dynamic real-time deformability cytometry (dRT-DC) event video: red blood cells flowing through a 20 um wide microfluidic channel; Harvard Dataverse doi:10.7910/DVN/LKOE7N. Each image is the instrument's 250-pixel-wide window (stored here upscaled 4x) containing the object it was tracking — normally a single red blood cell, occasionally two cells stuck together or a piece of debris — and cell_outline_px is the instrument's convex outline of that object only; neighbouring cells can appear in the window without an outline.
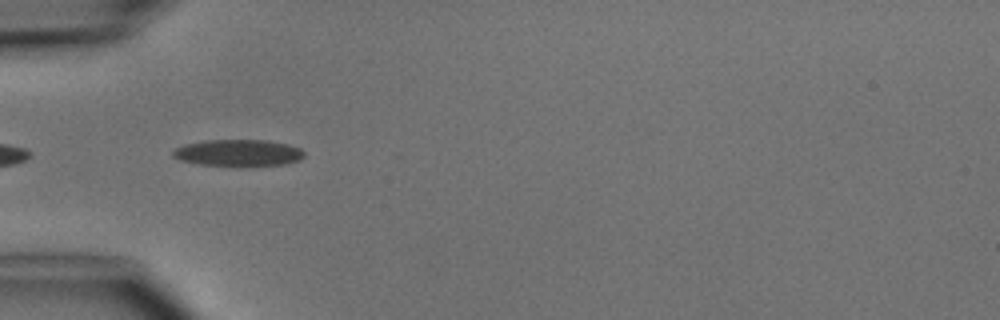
{"species": "common noctule bat (a hibernating species)", "species_latin": "Nyctalus noctula", "temperature_condition": "cold", "stored_images_in_passage": 5, "camera_frame_rate_fps": 3000, "um_per_image_px": 0.085, "animal": {"sex": "male", "body_mass_g": 15.6}, "frame": {"image": 1, "passage_image": 4, "time_ms": 3.333, "image_size_px": [1000, 320], "cell_outline_px": [[304, 156], [300, 160], [284, 164], [200, 164], [180, 160], [172, 156], [172, 152], [176, 148], [184, 144], [204, 140], [268, 140], [288, 144], [300, 148], [304, 152]], "centroid_in_image_um": [20.25, 12.95], "position_along_channel_um": 64.8, "area_um2": 19.83}}